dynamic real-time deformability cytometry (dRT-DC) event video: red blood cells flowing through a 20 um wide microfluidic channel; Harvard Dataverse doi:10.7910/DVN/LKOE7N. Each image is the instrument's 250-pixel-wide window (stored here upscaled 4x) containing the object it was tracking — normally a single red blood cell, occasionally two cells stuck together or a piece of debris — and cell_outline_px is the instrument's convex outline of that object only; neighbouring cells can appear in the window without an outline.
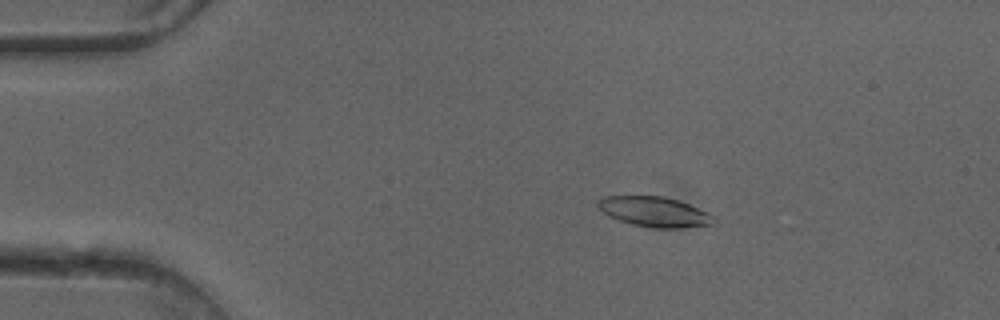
{"species": "common noctule bat (a hibernating species)", "species_latin": "Nyctalus noctula", "temperature_condition": "cold", "stored_images_in_passage": 51, "camera_frame_rate_fps": 3000, "um_per_image_px": 0.085, "animal": {"sex": "female"}, "frame": {"image": 1, "passage_image": 10, "time_ms": 3.0, "image_size_px": [1000, 320], "cell_outline_px": [[716, 224], [680, 228], [656, 228], [632, 224], [608, 216], [596, 204], [596, 200], [604, 196], [664, 196], [688, 204], [716, 216]], "centroid_in_image_um": [55.65, 18.0], "position_along_channel_um": 29.4, "area_um2": 20.29}}
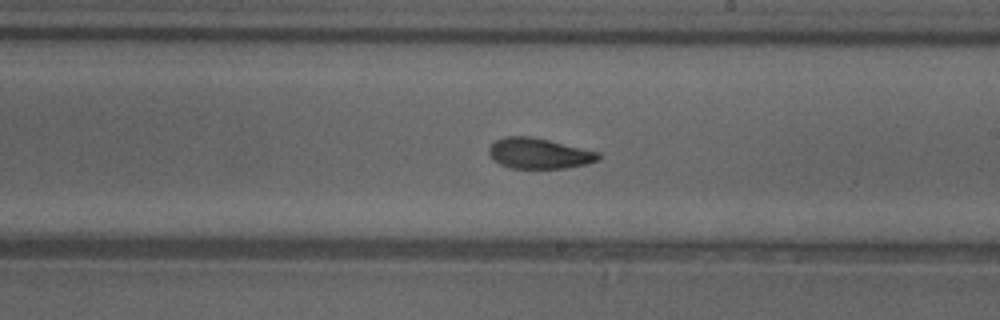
{"frame": {"image": 2, "passage_image": 30, "time_ms": 9.667, "image_size_px": [1000, 320], "cell_outline_px": [[600, 160], [588, 164], [568, 168], [512, 168], [500, 164], [488, 152], [488, 148], [496, 140], [504, 136], [532, 136], [600, 152]], "centroid_in_image_um": [45.86, 13.04], "position_along_channel_um": 243.1, "area_um2": 19.54}}
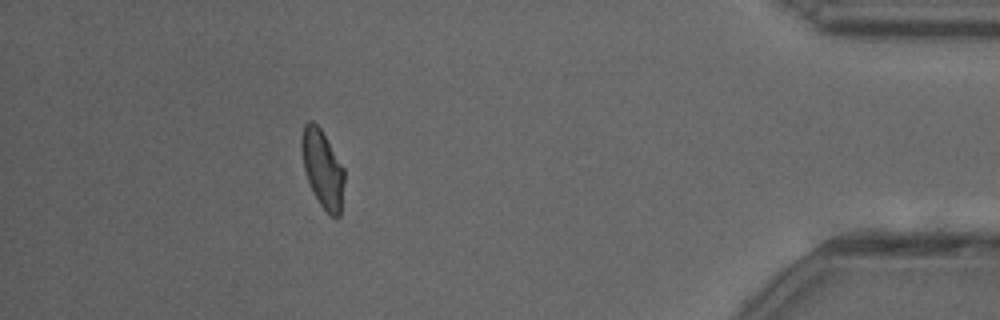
{"frame": {"image": 3, "passage_image": 46, "time_ms": 15.0, "image_size_px": [1000, 320], "cell_outline_px": [[344, 180], [340, 216], [336, 220], [320, 204], [308, 180], [304, 168], [300, 148], [300, 140], [304, 124], [308, 120], [312, 120], [320, 128], [344, 168]], "centroid_in_image_um": [27.41, 14.32], "position_along_channel_um": 407.8, "area_um2": 19.13}, "authors_computed_cell_mechanics": {"area_um2": 19.8832, "velocity_mm_per_s": 4.0977, "shape_relaxation_time_tau1_ms": 4.4564, "shape_relaxation_time_tau2_ms": 2.9027, "deformation_change_tau1": 0.1368, "deformation_change_tau2": 0.0855}}